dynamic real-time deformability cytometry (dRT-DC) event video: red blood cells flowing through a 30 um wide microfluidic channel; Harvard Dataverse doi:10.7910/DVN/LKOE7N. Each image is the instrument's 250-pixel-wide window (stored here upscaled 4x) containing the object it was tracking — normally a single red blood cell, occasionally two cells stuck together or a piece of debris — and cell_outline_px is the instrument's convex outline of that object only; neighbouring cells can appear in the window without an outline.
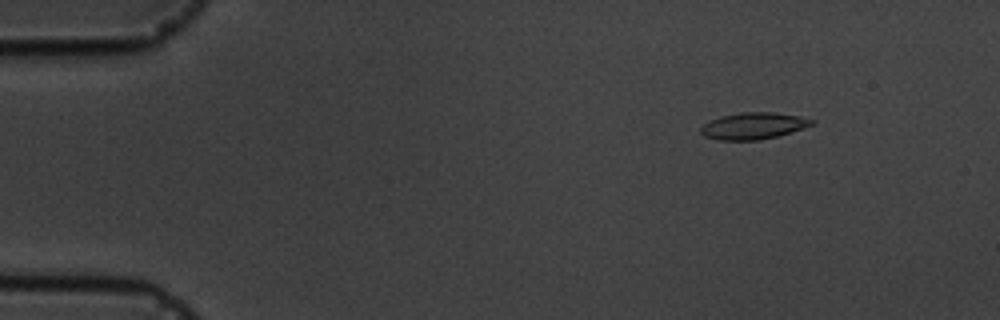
{"species": "common noctule bat (a hibernating species)", "species_latin": "Nyctalus noctula", "temperature_condition": "cold", "stored_images_in_passage": 5, "camera_frame_rate_fps": 3000, "um_per_image_px": 0.085, "animal": {"sex": "male", "body_mass_g": 19.5, "forearm_length_mm": 54.6}, "frame": {"image": 1, "passage_image": 2, "time_ms": 1.0, "image_size_px": [1000, 320], "cell_outline_px": [[816, 120], [812, 124], [776, 136], [760, 140], [720, 140], [704, 136], [700, 132], [700, 128], [704, 124], [720, 116], [740, 112], [772, 112], [796, 116]], "centroid_in_image_um": [63.97, 10.7], "position_along_channel_um": 21.0, "area_um2": 16.88}}
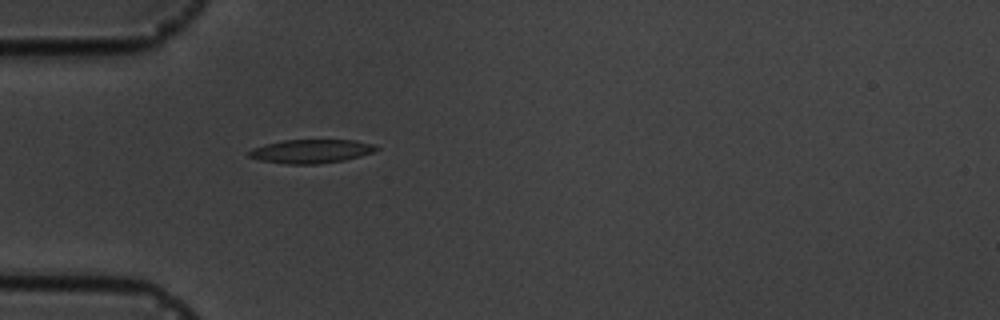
{"frame": {"image": 2, "passage_image": 5, "time_ms": 4.333, "image_size_px": [1000, 320], "cell_outline_px": [[380, 148], [372, 152], [360, 156], [344, 160], [316, 164], [288, 164], [260, 160], [248, 156], [248, 152], [252, 148], [264, 144], [284, 140], [356, 140], [376, 144]], "centroid_in_image_um": [26.46, 12.85], "position_along_channel_um": 58.5, "area_um2": 17.63}}